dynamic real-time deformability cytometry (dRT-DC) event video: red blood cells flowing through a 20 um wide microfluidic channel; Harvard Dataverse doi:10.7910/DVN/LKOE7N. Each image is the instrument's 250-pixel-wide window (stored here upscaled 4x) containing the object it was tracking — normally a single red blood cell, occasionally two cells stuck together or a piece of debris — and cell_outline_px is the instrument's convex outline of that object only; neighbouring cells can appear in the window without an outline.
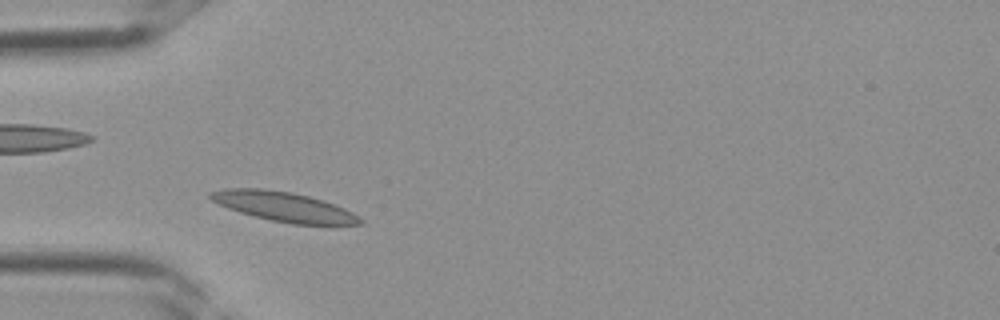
{"species": "Egyptian fruit bat (a non-hibernating species)", "species_latin": "Rousettus aegyptiacus", "temperature_condition": "room temperature", "stored_images_in_passage": 33, "camera_frame_rate_fps": 3000, "um_per_image_px": 0.085, "frame": {"image": 1, "passage_image": 9, "time_ms": 2.667, "image_size_px": [1000, 320], "cell_outline_px": [[364, 224], [292, 224], [272, 220], [240, 212], [228, 208], [212, 200], [208, 196], [208, 192], [224, 188], [260, 188], [292, 192], [324, 200], [344, 208], [352, 212], [364, 220]], "centroid_in_image_um": [24.12, 17.55], "position_along_channel_um": 60.9, "area_um2": 25.61}}
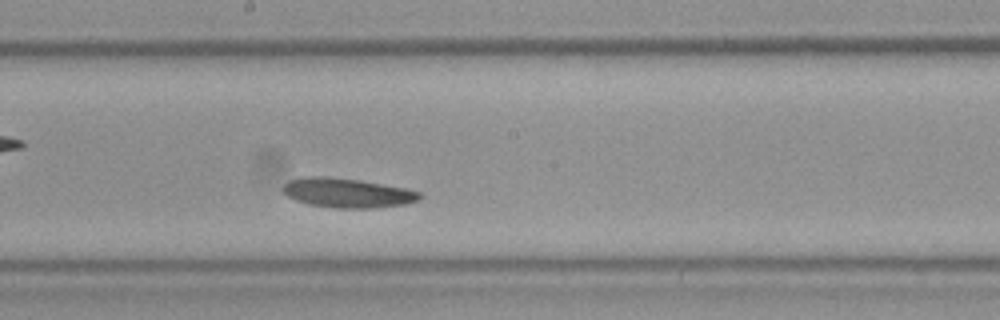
{"frame": {"image": 2, "passage_image": 18, "time_ms": 5.667, "image_size_px": [1000, 320], "cell_outline_px": [[424, 196], [420, 200], [404, 204], [376, 208], [336, 208], [308, 204], [296, 200], [288, 196], [284, 192], [284, 184], [288, 180], [304, 176], [328, 176], [360, 180], [404, 188], [420, 192]], "centroid_in_image_um": [29.53, 16.39], "position_along_channel_um": 218.7, "area_um2": 23.52}}
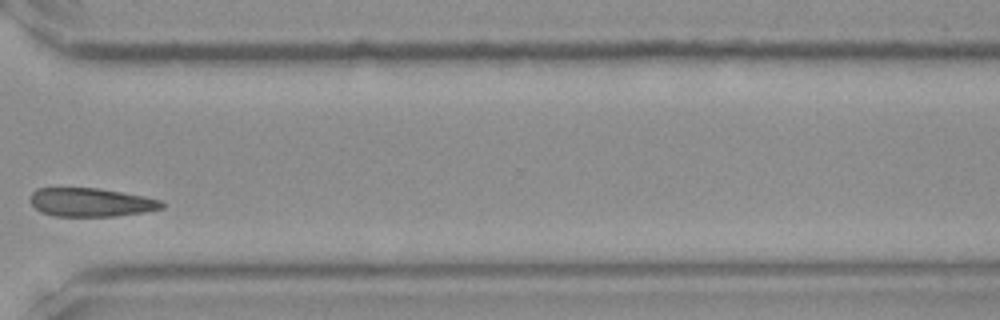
{"frame": {"image": 3, "passage_image": 26, "time_ms": 8.333, "image_size_px": [1000, 320], "cell_outline_px": [[164, 208], [144, 212], [116, 216], [52, 216], [40, 212], [28, 200], [32, 192], [36, 188], [96, 188], [144, 196], [160, 200], [164, 204]], "centroid_in_image_um": [7.69, 17.2], "position_along_channel_um": 362.9, "area_um2": 21.96}}